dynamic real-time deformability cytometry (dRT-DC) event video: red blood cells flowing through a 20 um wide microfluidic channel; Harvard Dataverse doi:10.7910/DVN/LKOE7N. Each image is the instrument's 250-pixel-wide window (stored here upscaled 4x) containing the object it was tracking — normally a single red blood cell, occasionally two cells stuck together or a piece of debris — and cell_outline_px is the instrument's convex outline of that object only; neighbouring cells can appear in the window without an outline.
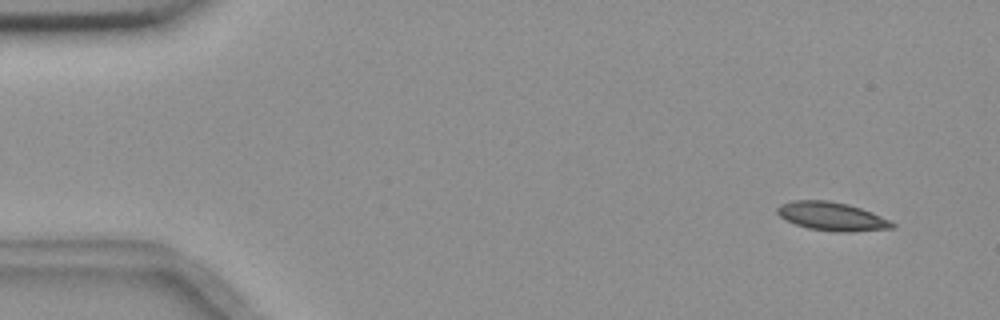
{"species": "common noctule bat (a hibernating species)", "species_latin": "Nyctalus noctula", "temperature_condition": "room temperature", "stored_images_in_passage": 56, "camera_frame_rate_fps": 3000, "um_per_image_px": 0.085, "animal": {"sex": "female", "body_mass_g": 18.4}, "frame": {"image": 1, "passage_image": 4, "time_ms": 1.0, "image_size_px": [1000, 320], "cell_outline_px": [[896, 228], [852, 232], [836, 232], [808, 228], [796, 224], [780, 216], [776, 212], [776, 208], [780, 204], [792, 200], [828, 200], [848, 204], [872, 212], [896, 224]], "centroid_in_image_um": [70.71, 18.39], "position_along_channel_um": 14.3, "area_um2": 19.13}}
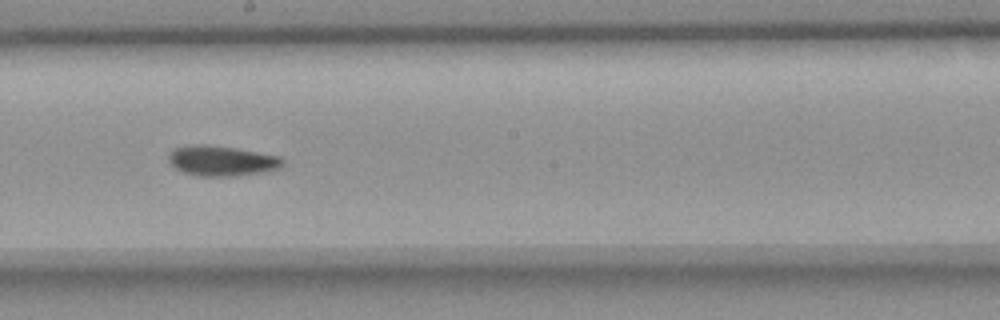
{"frame": {"image": 2, "passage_image": 31, "time_ms": 10.0, "image_size_px": [1000, 320], "cell_outline_px": [[284, 164], [280, 168], [264, 172], [236, 176], [196, 176], [184, 172], [176, 168], [168, 160], [168, 156], [176, 148], [196, 144], [204, 144], [236, 148], [280, 156], [284, 160]], "centroid_in_image_um": [18.89, 13.68], "position_along_channel_um": 229.3, "area_um2": 20.06}}
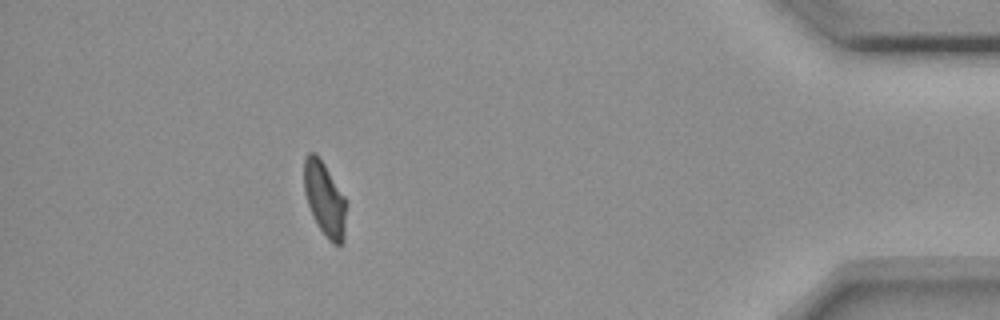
{"frame": {"image": 3, "passage_image": 50, "time_ms": 16.333, "image_size_px": [1000, 320], "cell_outline_px": [[344, 240], [340, 244], [332, 244], [328, 240], [312, 216], [304, 192], [304, 156], [308, 152], [316, 152], [324, 164], [344, 196]], "centroid_in_image_um": [27.55, 16.87], "position_along_channel_um": 407.7, "area_um2": 17.86}, "authors_computed_cell_mechanics": {"area_um2": 19.1318, "velocity_mm_per_s": 3.6408, "shape_relaxation_time_tau1_ms": null, "shape_relaxation_time_tau2_ms": 4.9061, "deformation_change_tau1": null, "deformation_change_tau2": 0.0861}}